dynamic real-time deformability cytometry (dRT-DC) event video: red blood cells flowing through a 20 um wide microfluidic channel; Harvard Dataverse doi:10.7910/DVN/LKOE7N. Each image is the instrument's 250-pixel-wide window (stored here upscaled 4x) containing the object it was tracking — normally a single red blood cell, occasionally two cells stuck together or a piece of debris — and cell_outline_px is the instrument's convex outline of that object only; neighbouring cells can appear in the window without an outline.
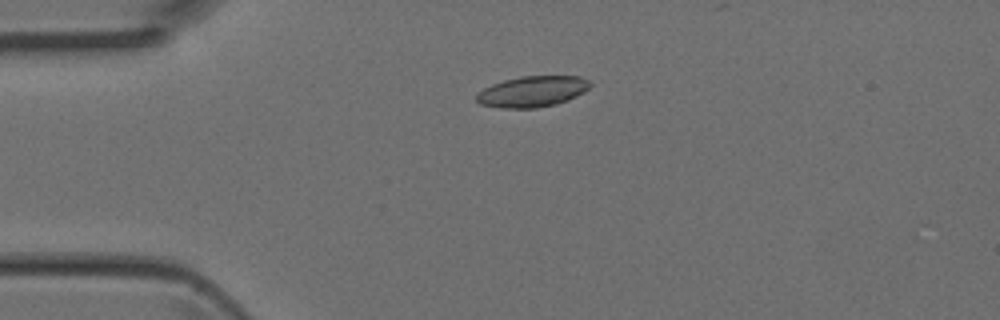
{"species": "Egyptian fruit bat (a non-hibernating species)", "species_latin": "Rousettus aegyptiacus", "temperature_condition": "room temperature", "stored_images_in_passage": 4, "camera_frame_rate_fps": 3000, "um_per_image_px": 0.085, "animal": {"sex": "female"}, "frame": {"image": 1, "passage_image": 4, "time_ms": 1.0, "image_size_px": [1000, 320], "cell_outline_px": [[592, 84], [584, 92], [568, 100], [556, 104], [536, 108], [504, 108], [480, 104], [476, 100], [476, 96], [484, 88], [492, 84], [504, 80], [524, 76], [580, 76], [588, 80]], "centroid_in_image_um": [45.27, 7.78], "position_along_channel_um": 39.7, "area_um2": 20.35}}